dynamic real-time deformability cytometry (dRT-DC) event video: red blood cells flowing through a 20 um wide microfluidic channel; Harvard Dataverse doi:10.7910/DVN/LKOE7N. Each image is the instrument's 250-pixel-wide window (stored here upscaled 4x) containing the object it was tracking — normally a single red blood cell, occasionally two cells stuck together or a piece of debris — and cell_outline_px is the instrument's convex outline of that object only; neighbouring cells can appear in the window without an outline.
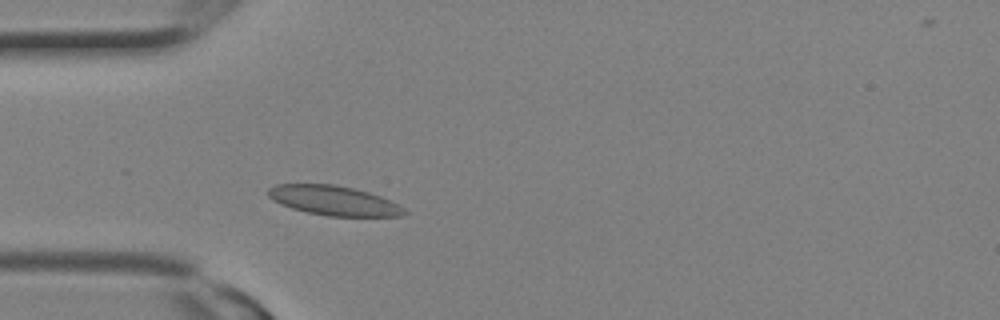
{"species": "Egyptian fruit bat (a non-hibernating species)", "species_latin": "Rousettus aegyptiacus", "temperature_condition": "room temperature", "stored_images_in_passage": 1, "camera_frame_rate_fps": 3000, "um_per_image_px": 0.085, "animal": {"sex": "female"}, "frame": {"image": 1, "passage_image": 1, "time_ms": 0.0, "image_size_px": [1000, 320], "cell_outline_px": [[408, 212], [404, 216], [328, 216], [308, 212], [292, 208], [280, 204], [272, 200], [268, 196], [268, 188], [276, 184], [336, 184], [368, 192], [380, 196], [400, 204]], "centroid_in_image_um": [28.39, 17.05], "position_along_channel_um": 56.6, "area_um2": 23.52}}